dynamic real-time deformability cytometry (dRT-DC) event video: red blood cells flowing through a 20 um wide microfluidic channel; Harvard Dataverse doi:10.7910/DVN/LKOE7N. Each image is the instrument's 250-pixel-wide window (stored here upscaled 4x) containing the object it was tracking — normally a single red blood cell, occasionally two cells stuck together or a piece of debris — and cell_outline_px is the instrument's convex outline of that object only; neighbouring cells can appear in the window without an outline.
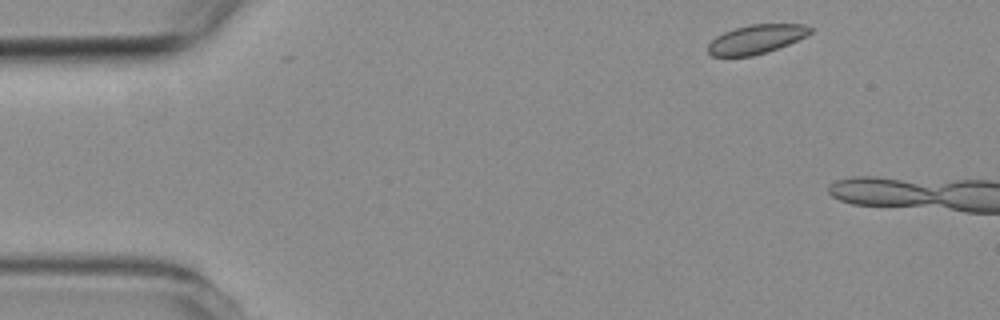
{"species": "common noctule bat (a hibernating species)", "species_latin": "Nyctalus noctula", "temperature_condition": "room temperature", "stored_images_in_passage": 4, "segment_of_instrument_passage": [2, 2], "camera_frame_rate_fps": 3000, "um_per_image_px": 0.085, "animal": {"sex": "female", "body_mass_g": 19.3, "forearm_length_mm": 54.1}, "frame": {"image": 1, "passage_image": 4, "time_ms": 4.333, "image_size_px": [1000, 320], "cell_outline_px": [[812, 32], [788, 44], [768, 52], [752, 56], [712, 56], [708, 52], [708, 44], [716, 36], [724, 32], [736, 28], [752, 24], [804, 24], [812, 28]], "centroid_in_image_um": [64.27, 3.33], "position_along_channel_um": 20.7, "area_um2": 17.11}}